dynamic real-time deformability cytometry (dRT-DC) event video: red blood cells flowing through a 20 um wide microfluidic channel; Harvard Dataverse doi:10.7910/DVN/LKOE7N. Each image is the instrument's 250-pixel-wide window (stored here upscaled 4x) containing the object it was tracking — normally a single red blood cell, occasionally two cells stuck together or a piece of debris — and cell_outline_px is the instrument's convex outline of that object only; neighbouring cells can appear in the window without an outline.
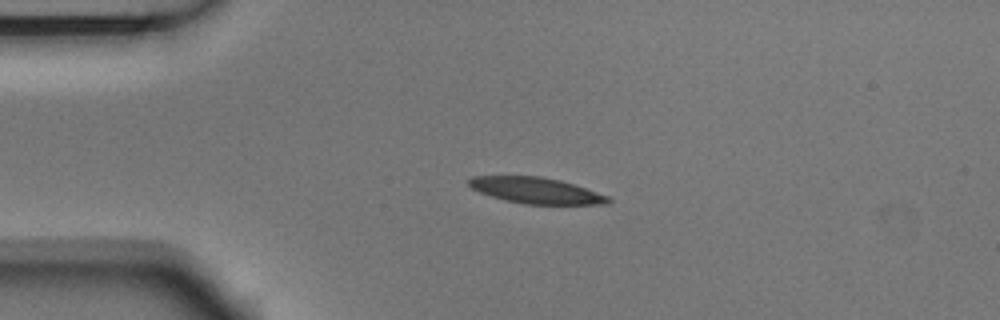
{"species": "Egyptian fruit bat (a non-hibernating species)", "species_latin": "Rousettus aegyptiacus", "temperature_condition": "room temperature", "stored_images_in_passage": 3, "camera_frame_rate_fps": 3000, "um_per_image_px": 0.085, "animal": {"sex": "male"}, "frame": {"image": 1, "passage_image": 1, "time_ms": 0.0, "image_size_px": [1000, 320], "cell_outline_px": [[612, 200], [608, 204], [524, 204], [504, 200], [480, 192], [472, 188], [468, 184], [468, 180], [472, 176], [540, 176], [560, 180], [608, 196]], "centroid_in_image_um": [45.54, 16.19], "position_along_channel_um": 39.5, "area_um2": 20.92}}
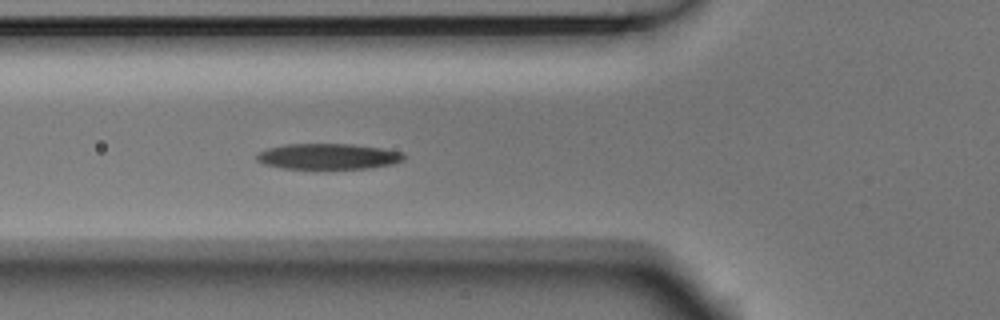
{"frame": {"image": 2, "passage_image": 3, "time_ms": 0.667, "image_size_px": [1000, 320], "cell_outline_px": [[404, 160], [392, 164], [368, 168], [280, 168], [264, 164], [256, 160], [256, 156], [260, 152], [268, 148], [284, 144], [352, 144], [380, 148], [404, 152]], "centroid_in_image_um": [27.89, 13.29], "position_along_channel_um": 97.9, "area_um2": 21.91}}